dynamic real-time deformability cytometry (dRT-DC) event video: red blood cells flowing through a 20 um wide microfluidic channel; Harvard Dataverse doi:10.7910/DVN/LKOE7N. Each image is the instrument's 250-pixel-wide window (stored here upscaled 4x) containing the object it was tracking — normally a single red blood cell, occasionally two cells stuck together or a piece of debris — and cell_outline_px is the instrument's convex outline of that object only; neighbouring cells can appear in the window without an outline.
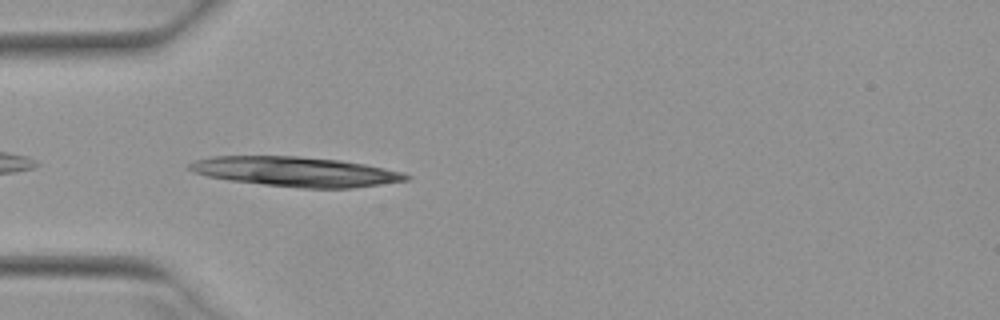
{"species": "Egyptian fruit bat (a non-hibernating species)", "species_latin": "Rousettus aegyptiacus", "temperature_condition": "warm", "stored_images_in_passage": 38, "camera_frame_rate_fps": 3000, "um_per_image_px": 0.085, "animal": {"sex": "female"}, "frame": {"image": 1, "passage_image": 3, "time_ms": 0.667, "image_size_px": [1000, 320], "cell_outline_px": [[412, 176], [408, 180], [352, 188], [300, 188], [228, 180], [208, 176], [196, 172], [188, 168], [188, 164], [196, 160], [212, 156], [300, 156], [340, 160], [364, 164], [400, 172]], "centroid_in_image_um": [25.13, 14.59], "position_along_channel_um": 59.9, "area_um2": 37.22}}
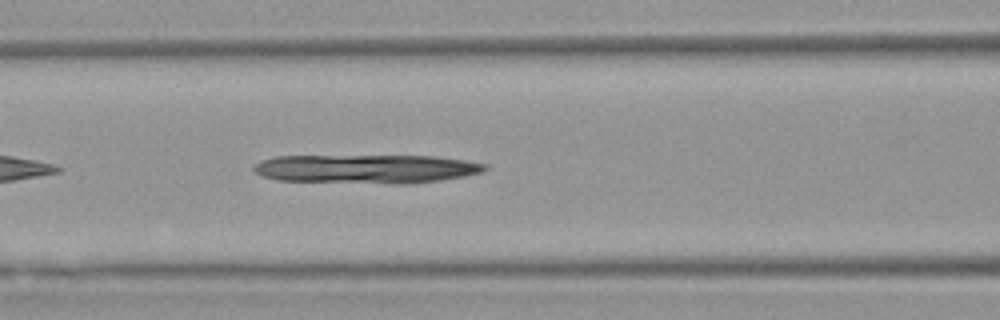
{"frame": {"image": 2, "passage_image": 9, "time_ms": 2.667, "image_size_px": [1000, 320], "cell_outline_px": [[488, 168], [480, 172], [464, 176], [440, 180], [408, 184], [396, 184], [280, 180], [264, 176], [256, 172], [252, 168], [256, 164], [264, 160], [276, 156], [432, 156], [464, 160], [488, 164]], "centroid_in_image_um": [31.18, 14.35], "position_along_channel_um": 135.4, "area_um2": 38.61}}